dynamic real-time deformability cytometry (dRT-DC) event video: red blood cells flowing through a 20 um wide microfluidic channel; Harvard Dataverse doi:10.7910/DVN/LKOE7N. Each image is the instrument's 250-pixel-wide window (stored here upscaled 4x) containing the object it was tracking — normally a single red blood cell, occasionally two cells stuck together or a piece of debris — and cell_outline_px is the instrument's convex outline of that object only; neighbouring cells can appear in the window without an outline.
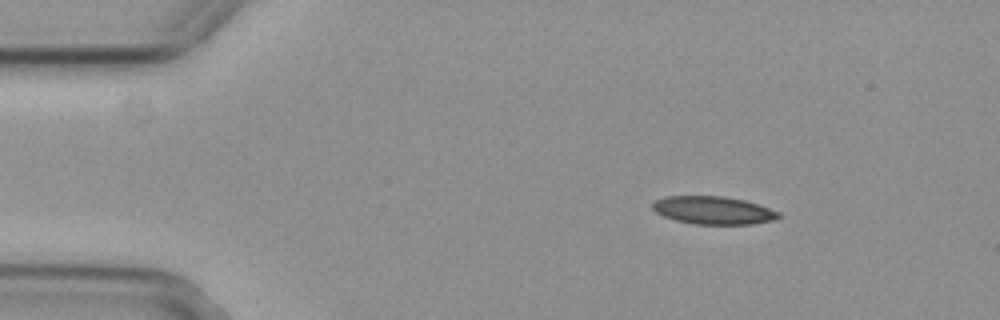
{"species": "common noctule bat (a hibernating species)", "species_latin": "Nyctalus noctula", "temperature_condition": "cold", "stored_images_in_passage": 4, "camera_frame_rate_fps": 3000, "um_per_image_px": 0.085, "animal": {"sex": "female", "body_mass_g": 29.2, "forearm_length_mm": 56.3}, "frame": {"image": 1, "passage_image": 2, "time_ms": 0.333, "image_size_px": [1000, 320], "cell_outline_px": [[780, 216], [776, 220], [752, 224], [692, 224], [676, 220], [664, 216], [656, 212], [652, 208], [652, 204], [656, 200], [664, 196], [724, 196], [744, 200], [780, 212]], "centroid_in_image_um": [60.62, 17.87], "position_along_channel_um": 24.4, "area_um2": 20.46}}